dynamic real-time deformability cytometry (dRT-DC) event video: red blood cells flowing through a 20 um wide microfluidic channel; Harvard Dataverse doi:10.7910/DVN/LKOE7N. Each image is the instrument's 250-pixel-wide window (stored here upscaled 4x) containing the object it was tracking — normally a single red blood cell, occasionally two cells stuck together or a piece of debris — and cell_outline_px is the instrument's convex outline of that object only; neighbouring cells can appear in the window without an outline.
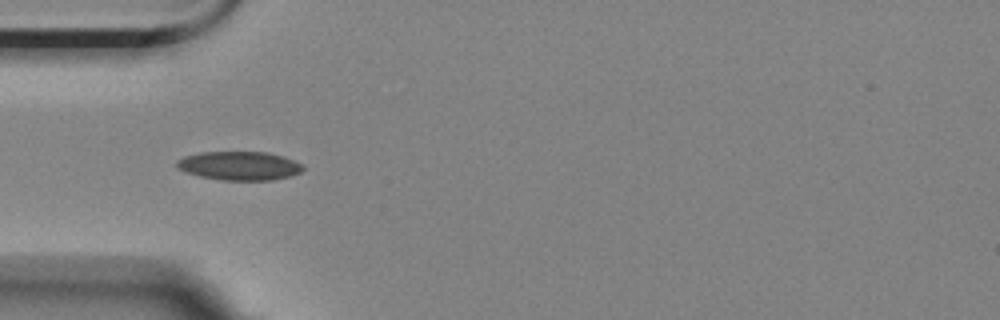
{"species": "Egyptian fruit bat (a non-hibernating species)", "species_latin": "Rousettus aegyptiacus", "temperature_condition": "room temperature", "stored_images_in_passage": 6, "camera_frame_rate_fps": 3000, "um_per_image_px": 0.085, "animal": {"sex": "female"}, "frame": {"image": 1, "passage_image": 4, "time_ms": 1.0, "image_size_px": [1000, 320], "cell_outline_px": [[304, 168], [300, 172], [292, 176], [272, 180], [220, 180], [200, 176], [176, 168], [176, 160], [184, 156], [200, 152], [268, 152], [284, 156], [304, 164]], "centroid_in_image_um": [20.37, 14.08], "position_along_channel_um": 64.6, "area_um2": 21.33}}
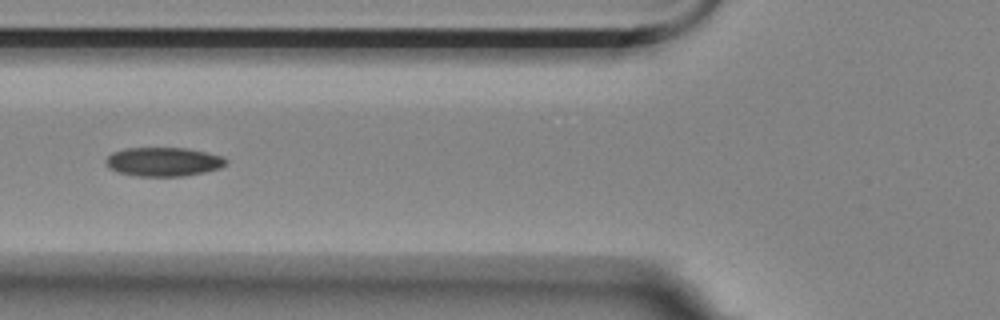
{"frame": {"image": 2, "passage_image": 5, "time_ms": 1.333, "image_size_px": [1000, 320], "cell_outline_px": [[228, 160], [220, 168], [204, 172], [184, 176], [136, 176], [120, 172], [108, 168], [104, 160], [112, 152], [124, 148], [184, 148], [204, 152], [220, 156]], "centroid_in_image_um": [13.84, 13.75], "position_along_channel_um": 112.0, "area_um2": 20.11}}
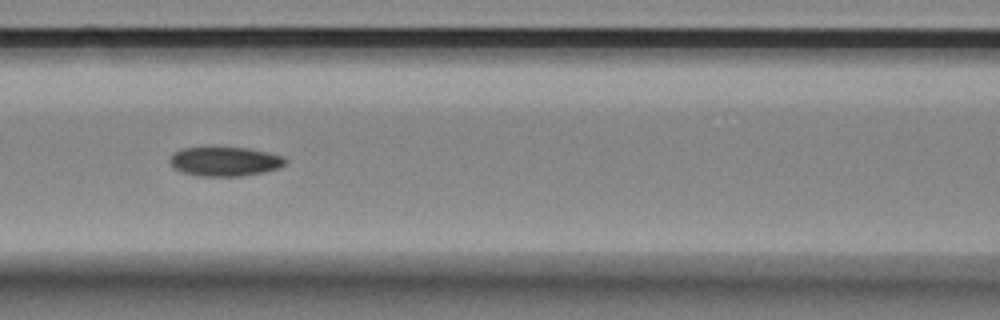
{"frame": {"image": 3, "passage_image": 6, "time_ms": 1.667, "image_size_px": [1000, 320], "cell_outline_px": [[288, 160], [284, 164], [276, 168], [264, 172], [240, 176], [196, 176], [180, 172], [172, 168], [168, 160], [176, 152], [184, 148], [248, 148], [268, 152], [284, 156]], "centroid_in_image_um": [19.1, 13.74], "position_along_channel_um": 147.5, "area_um2": 19.65}}